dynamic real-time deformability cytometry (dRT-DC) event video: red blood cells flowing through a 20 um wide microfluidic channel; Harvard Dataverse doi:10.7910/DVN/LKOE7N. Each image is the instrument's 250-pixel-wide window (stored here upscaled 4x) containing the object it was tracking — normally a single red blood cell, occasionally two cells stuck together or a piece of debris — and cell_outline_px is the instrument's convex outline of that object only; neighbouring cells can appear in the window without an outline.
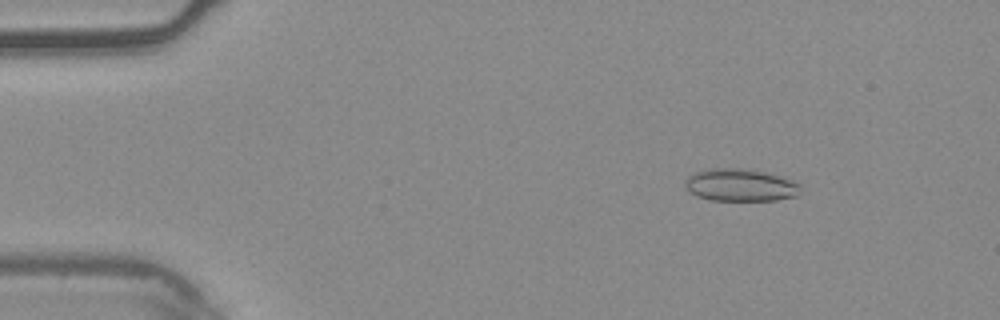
{"species": "common noctule bat (a hibernating species)", "species_latin": "Nyctalus noctula", "temperature_condition": "warm", "stored_images_in_passage": 3, "camera_frame_rate_fps": 3000, "um_per_image_px": 0.085, "animal": {"sex": "male", "body_mass_g": 20.4}, "frame": {"image": 1, "passage_image": 1, "time_ms": 0.0, "image_size_px": [1000, 320], "cell_outline_px": [[800, 196], [776, 200], [708, 200], [696, 196], [684, 184], [684, 180], [688, 176], [696, 172], [708, 168], [744, 168], [764, 172], [800, 184]], "centroid_in_image_um": [62.91, 15.74], "position_along_channel_um": 22.1, "area_um2": 21.73}}